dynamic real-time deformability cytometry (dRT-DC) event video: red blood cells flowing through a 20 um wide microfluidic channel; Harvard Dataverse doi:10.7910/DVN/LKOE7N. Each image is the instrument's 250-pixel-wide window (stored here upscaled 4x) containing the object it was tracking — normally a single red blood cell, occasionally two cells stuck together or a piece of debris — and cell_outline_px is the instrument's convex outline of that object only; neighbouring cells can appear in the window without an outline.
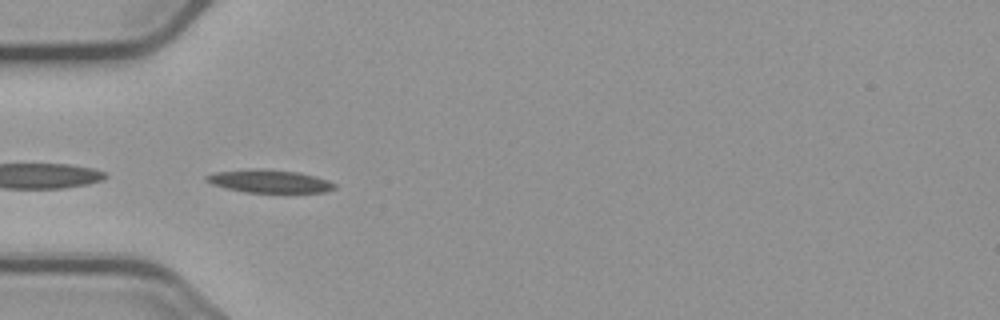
{"species": "common noctule bat (a hibernating species)", "species_latin": "Nyctalus noctula", "temperature_condition": "cold", "stored_images_in_passage": 40, "camera_frame_rate_fps": 3000, "um_per_image_px": 0.085, "animal": {"sex": "male", "body_mass_g": 23.1, "forearm_length_mm": 52.7}, "frame": {"image": 1, "passage_image": 2, "time_ms": 0.333, "image_size_px": [1000, 320], "cell_outline_px": [[336, 188], [324, 192], [244, 192], [212, 184], [204, 180], [204, 176], [216, 172], [256, 168], [296, 172], [328, 180], [336, 184]], "centroid_in_image_um": [22.87, 15.4], "position_along_channel_um": 62.1, "area_um2": 16.88}}
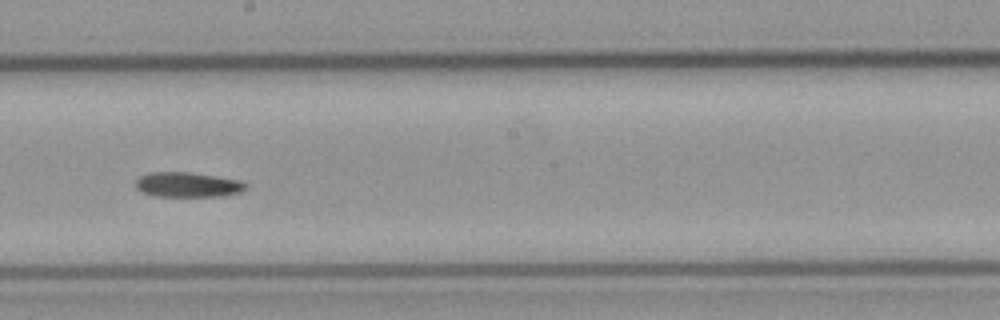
{"frame": {"image": 2, "passage_image": 16, "time_ms": 5.0, "image_size_px": [1000, 320], "cell_outline_px": [[248, 188], [240, 192], [220, 196], [156, 196], [140, 192], [132, 184], [140, 176], [148, 172], [188, 172], [240, 180], [248, 184]], "centroid_in_image_um": [15.91, 15.7], "position_along_channel_um": 232.3, "area_um2": 16.13}}
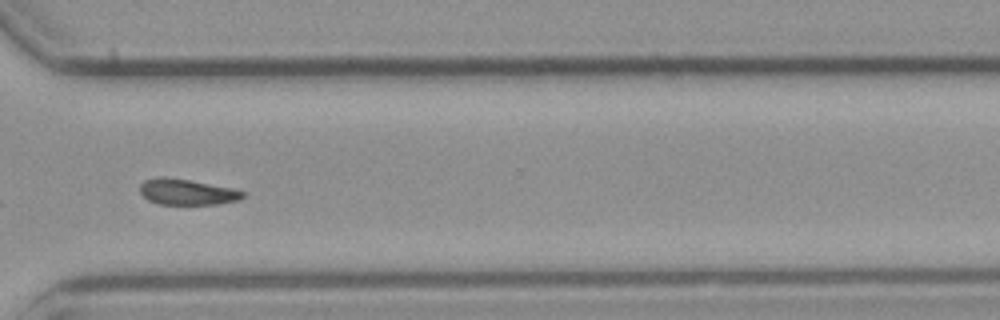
{"frame": {"image": 3, "passage_image": 26, "time_ms": 8.333, "image_size_px": [1000, 320], "cell_outline_px": [[244, 196], [240, 200], [216, 204], [160, 204], [148, 200], [140, 192], [140, 184], [144, 180], [156, 176], [164, 176], [188, 180], [232, 188], [244, 192]], "centroid_in_image_um": [15.86, 16.31], "position_along_channel_um": 354.7, "area_um2": 15.43}}